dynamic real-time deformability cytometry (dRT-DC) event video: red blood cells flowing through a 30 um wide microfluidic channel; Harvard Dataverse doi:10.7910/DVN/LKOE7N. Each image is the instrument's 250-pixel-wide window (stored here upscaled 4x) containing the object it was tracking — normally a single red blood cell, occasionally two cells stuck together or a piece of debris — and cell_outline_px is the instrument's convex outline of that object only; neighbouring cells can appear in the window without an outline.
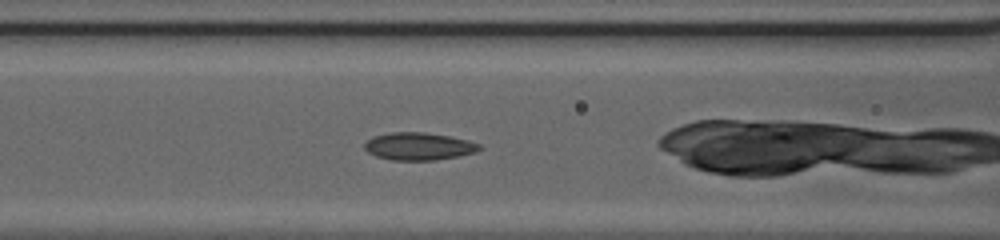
{"species": "common noctule bat (a hibernating species)", "species_latin": "Nyctalus noctula", "temperature_condition": "cold", "stored_images_in_passage": 38, "camera_frame_rate_fps": 3000, "um_per_image_px": 0.085, "animal": {"sex": "female", "body_mass_g": 20.0, "forearm_length_mm": 54.0}, "frame": {"image": 1, "passage_image": 11, "time_ms": 3.333, "image_size_px": [1000, 240], "cell_outline_px": [[480, 148], [476, 152], [460, 156], [436, 160], [392, 160], [376, 156], [368, 152], [364, 148], [364, 144], [372, 136], [388, 132], [424, 132], [448, 136], [468, 140], [480, 144]], "centroid_in_image_um": [35.57, 12.43], "position_along_channel_um": 131.0, "area_um2": 18.5}}
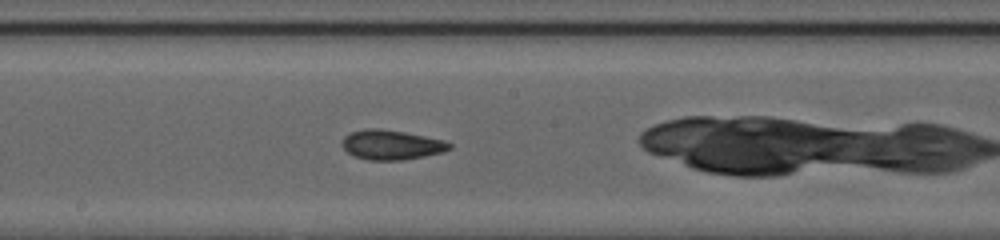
{"frame": {"image": 2, "passage_image": 17, "time_ms": 5.333, "image_size_px": [1000, 240], "cell_outline_px": [[452, 148], [444, 152], [404, 160], [368, 160], [352, 156], [340, 144], [344, 136], [352, 132], [364, 128], [380, 128], [404, 132], [444, 140], [452, 144]], "centroid_in_image_um": [33.26, 12.31], "position_along_channel_um": 214.9, "area_um2": 18.73}}
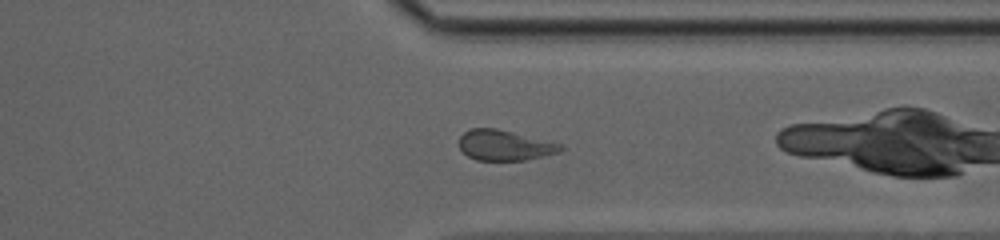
{"frame": {"image": 3, "passage_image": 28, "time_ms": 9.0, "image_size_px": [1000, 240], "cell_outline_px": [[564, 148], [560, 152], [524, 160], [476, 160], [468, 156], [460, 148], [460, 136], [468, 128], [496, 128], [564, 144]], "centroid_in_image_um": [42.91, 12.34], "position_along_channel_um": 368.5, "area_um2": 17.98}, "authors_computed_cell_mechanics": {"area_um2": 18.3226, "velocity_mm_per_s": 4.1998, "shape_relaxation_time_tau1_ms": 7.2081, "shape_relaxation_time_tau2_ms": 4.3388, "deformation_change_tau1": 0.1275, "deformation_change_tau2": 0.1124}}